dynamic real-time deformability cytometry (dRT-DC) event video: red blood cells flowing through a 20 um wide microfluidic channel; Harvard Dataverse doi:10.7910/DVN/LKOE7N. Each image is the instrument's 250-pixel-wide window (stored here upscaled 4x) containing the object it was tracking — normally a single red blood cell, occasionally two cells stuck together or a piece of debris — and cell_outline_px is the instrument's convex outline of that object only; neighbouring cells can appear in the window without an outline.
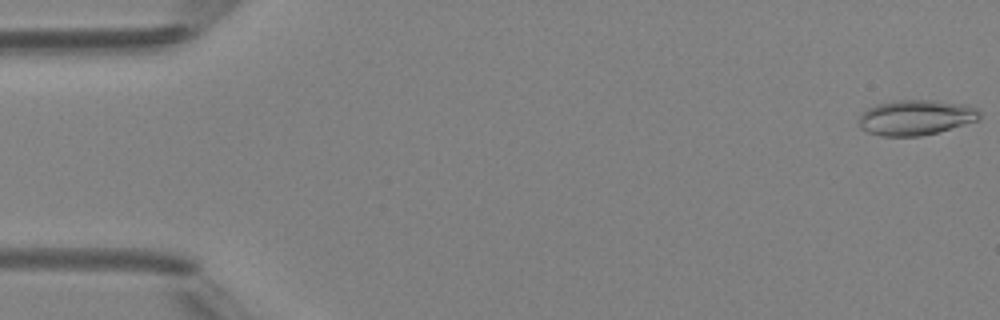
{"species": "Egyptian fruit bat (a non-hibernating species)", "species_latin": "Rousettus aegyptiacus", "temperature_condition": "room temperature", "stored_images_in_passage": 5, "camera_frame_rate_fps": 3000, "um_per_image_px": 0.085, "animal": {"sex": "female"}, "frame": {"image": 1, "passage_image": 1, "time_ms": 0.0, "image_size_px": [1000, 320], "cell_outline_px": [[980, 120], [936, 132], [920, 136], [880, 136], [868, 132], [860, 128], [860, 116], [868, 108], [876, 104], [896, 100], [932, 100], [968, 104], [976, 108], [980, 112]], "centroid_in_image_um": [77.87, 9.98], "position_along_channel_um": 7.1, "area_um2": 24.8}}
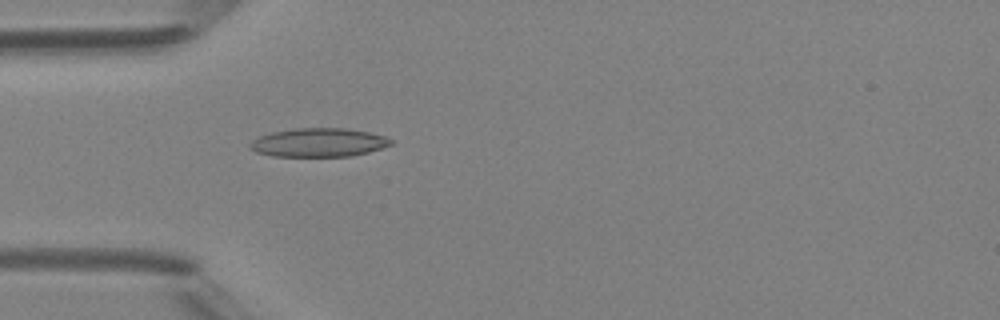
{"frame": {"image": 2, "passage_image": 5, "time_ms": 4.667, "image_size_px": [1000, 320], "cell_outline_px": [[392, 144], [368, 152], [352, 156], [272, 156], [256, 152], [248, 148], [248, 144], [252, 140], [260, 136], [272, 132], [292, 128], [344, 128], [368, 132], [384, 136], [392, 140]], "centroid_in_image_um": [27.04, 12.11], "position_along_channel_um": 58.0, "area_um2": 23.52}}